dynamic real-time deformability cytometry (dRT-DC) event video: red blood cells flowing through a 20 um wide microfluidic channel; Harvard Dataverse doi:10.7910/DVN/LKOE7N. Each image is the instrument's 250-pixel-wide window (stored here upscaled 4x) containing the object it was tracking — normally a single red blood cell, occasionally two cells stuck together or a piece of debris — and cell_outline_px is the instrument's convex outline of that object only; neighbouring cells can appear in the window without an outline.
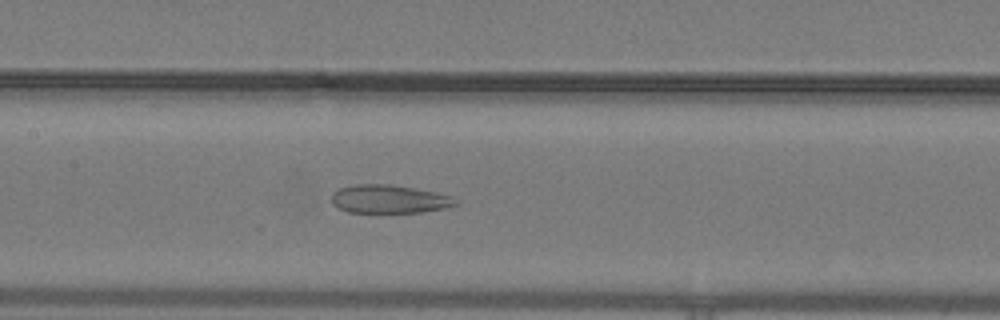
{"species": "common noctule bat (a hibernating species)", "species_latin": "Nyctalus noctula", "temperature_condition": "warm", "stored_images_in_passage": 47, "camera_frame_rate_fps": 3000, "um_per_image_px": 0.085, "animal": {"sex": "male", "body_mass_g": 19.2, "forearm_length_mm": 51.8}, "frame": {"image": 1, "passage_image": 21, "time_ms": 6.667, "image_size_px": [1000, 320], "cell_outline_px": [[456, 204], [444, 208], [420, 212], [348, 212], [332, 204], [332, 192], [340, 188], [352, 184], [392, 184], [416, 188], [436, 192], [452, 196], [456, 200]], "centroid_in_image_um": [33.05, 16.9], "position_along_channel_um": 174.3, "area_um2": 20.46}}
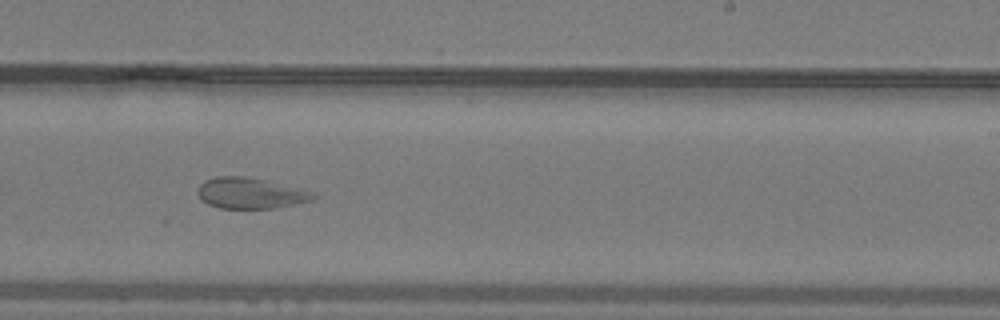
{"frame": {"image": 2, "passage_image": 28, "time_ms": 9.0, "image_size_px": [1000, 320], "cell_outline_px": [[316, 196], [312, 200], [296, 204], [272, 208], [220, 208], [208, 204], [196, 192], [200, 184], [204, 180], [216, 176], [244, 176], [264, 180], [300, 188]], "centroid_in_image_um": [21.23, 16.41], "position_along_channel_um": 267.8, "area_um2": 20.46}}
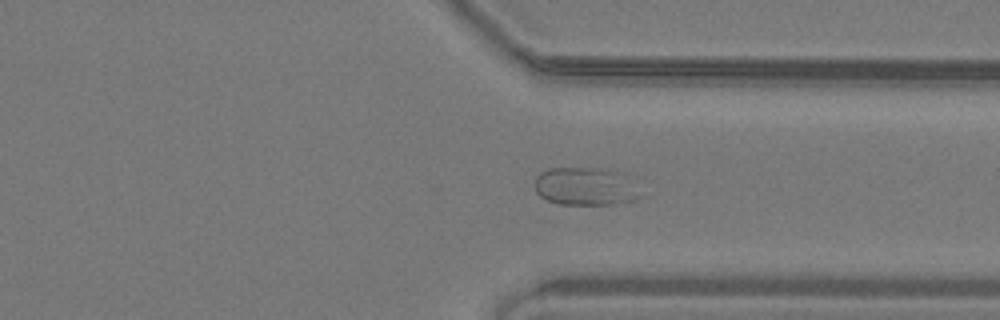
{"frame": {"image": 3, "passage_image": 35, "time_ms": 11.333, "image_size_px": [1000, 320], "cell_outline_px": [[628, 200], [612, 204], [560, 204], [548, 200], [540, 196], [536, 192], [536, 176], [540, 172], [548, 168], [608, 168], [624, 172]], "centroid_in_image_um": [49.48, 15.8], "position_along_channel_um": 361.9, "area_um2": 21.85}}